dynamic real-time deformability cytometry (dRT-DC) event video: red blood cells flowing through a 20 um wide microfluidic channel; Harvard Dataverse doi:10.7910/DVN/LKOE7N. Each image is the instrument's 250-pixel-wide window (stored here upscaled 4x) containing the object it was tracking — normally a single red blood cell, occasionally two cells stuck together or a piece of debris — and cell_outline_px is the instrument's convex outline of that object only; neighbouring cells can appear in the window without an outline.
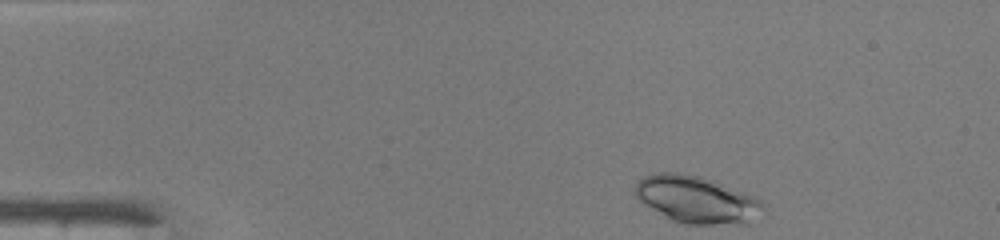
{"species": "common noctule bat (a hibernating species)", "species_latin": "Nyctalus noctula", "temperature_condition": "warm", "stored_images_in_passage": 41, "camera_frame_rate_fps": 3000, "um_per_image_px": 0.085, "animal": {"sex": "male", "body_mass_g": 19.0, "forearm_length_mm": 50.8}, "frame": {"image": 1, "passage_image": 1, "time_ms": 0.0, "image_size_px": [1000, 240], "cell_outline_px": [[768, 212], [748, 224], [684, 224], [672, 220], [644, 204], [632, 192], [636, 184], [644, 176], [660, 172], [676, 172], [700, 176], [756, 196], [764, 204]], "centroid_in_image_um": [59.29, 16.98], "position_along_channel_um": 25.7, "area_um2": 35.55}}
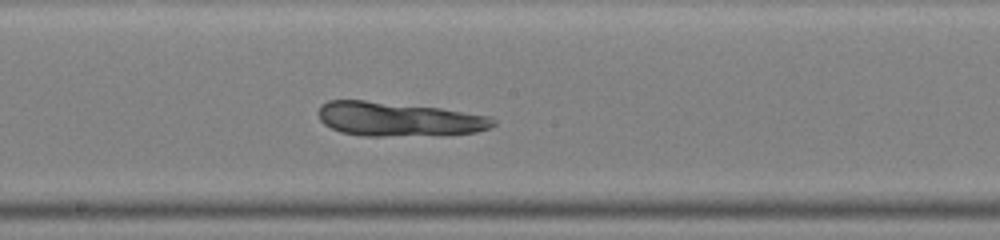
{"frame": {"image": 2, "passage_image": 20, "time_ms": 6.333, "image_size_px": [1000, 240], "cell_outline_px": [[496, 124], [492, 128], [476, 132], [444, 136], [364, 136], [340, 132], [324, 124], [320, 120], [316, 112], [320, 104], [328, 100], [364, 100], [440, 108], [492, 116], [496, 120]], "centroid_in_image_um": [33.91, 10.14], "position_along_channel_um": 214.3, "area_um2": 35.55}}
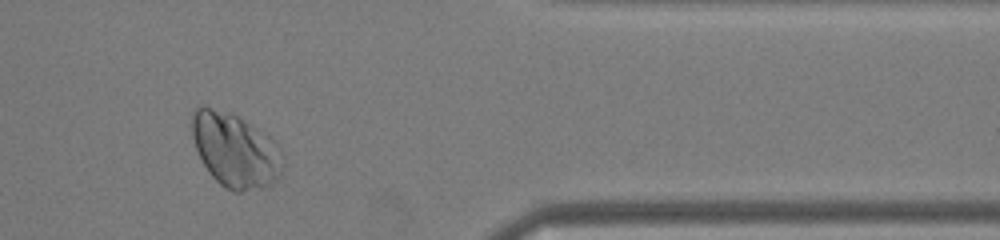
{"frame": {"image": 3, "passage_image": 34, "time_ms": 11.0, "image_size_px": [1000, 240], "cell_outline_px": [[284, 164], [280, 176], [272, 184], [260, 188], [240, 192], [236, 192], [220, 184], [208, 172], [196, 148], [192, 136], [192, 116], [196, 108], [200, 104], [204, 104], [232, 112], [252, 124], [276, 140], [284, 152]], "centroid_in_image_um": [20.03, 12.73], "position_along_channel_um": 391.4, "area_um2": 40.06}}